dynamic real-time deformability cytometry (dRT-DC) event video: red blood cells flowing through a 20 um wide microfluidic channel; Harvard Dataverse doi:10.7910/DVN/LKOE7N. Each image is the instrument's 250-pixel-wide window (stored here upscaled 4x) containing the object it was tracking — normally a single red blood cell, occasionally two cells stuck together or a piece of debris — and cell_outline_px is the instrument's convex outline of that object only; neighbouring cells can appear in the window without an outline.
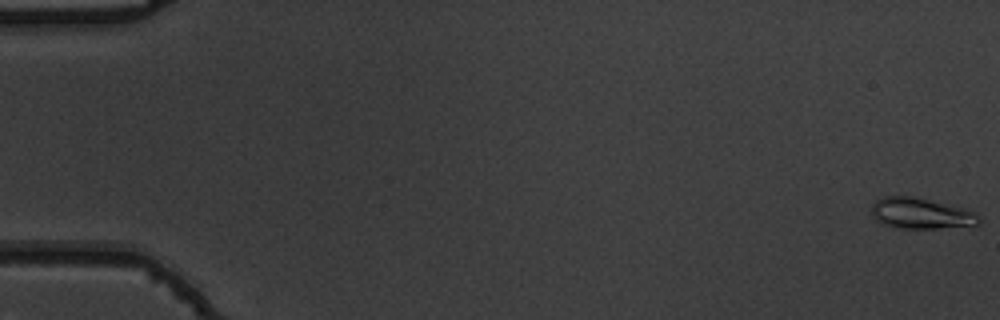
{"species": "common noctule bat (a hibernating species)", "species_latin": "Nyctalus noctula", "temperature_condition": "warm", "stored_images_in_passage": 20, "camera_frame_rate_fps": 3000, "um_per_image_px": 0.085, "animal": {"sex": "male", "body_mass_g": 19.5, "forearm_length_mm": 54.6}, "frame": {"image": 1, "passage_image": 1, "time_ms": 0.0, "image_size_px": [1000, 320], "cell_outline_px": [[984, 220], [980, 224], [936, 228], [900, 228], [880, 224], [872, 216], [872, 204], [876, 200], [884, 196], [912, 196], [964, 208], [972, 212]], "centroid_in_image_um": [78.25, 18.14], "position_along_channel_um": 6.8, "area_um2": 19.25}}